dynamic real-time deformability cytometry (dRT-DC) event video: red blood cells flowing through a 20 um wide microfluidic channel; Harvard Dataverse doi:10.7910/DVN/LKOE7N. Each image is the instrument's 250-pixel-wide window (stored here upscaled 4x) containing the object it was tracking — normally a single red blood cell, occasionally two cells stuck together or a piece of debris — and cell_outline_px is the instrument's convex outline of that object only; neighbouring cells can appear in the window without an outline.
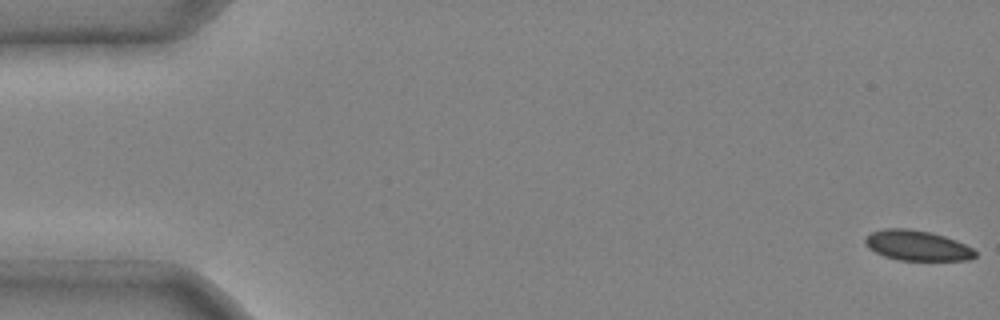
{"species": "common noctule bat (a hibernating species)", "species_latin": "Nyctalus noctula", "temperature_condition": "cold", "stored_images_in_passage": 6, "camera_frame_rate_fps": 3000, "um_per_image_px": 0.085, "animal": {"sex": "male", "body_mass_g": 20.4}, "frame": {"image": 1, "passage_image": 1, "time_ms": 0.0, "image_size_px": [1000, 320], "cell_outline_px": [[976, 256], [968, 260], [900, 260], [884, 256], [868, 248], [864, 240], [872, 232], [884, 228], [908, 228], [928, 232], [944, 236], [956, 240], [972, 248], [976, 252]], "centroid_in_image_um": [77.95, 20.87], "position_along_channel_um": 7.0, "area_um2": 19.19}}
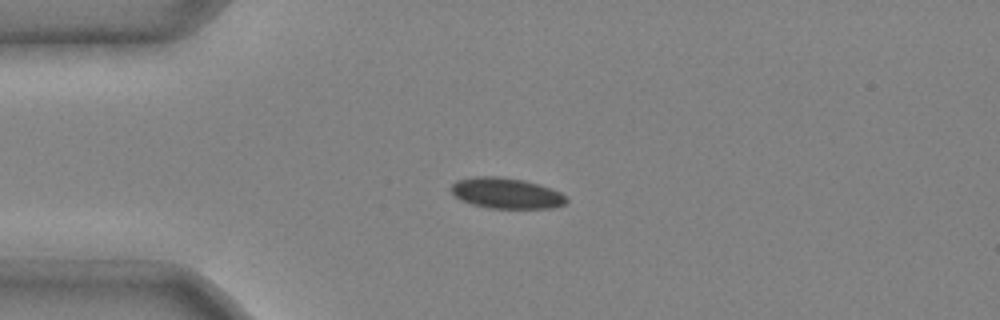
{"frame": {"image": 2, "passage_image": 4, "time_ms": 1.0, "image_size_px": [1000, 320], "cell_outline_px": [[568, 200], [564, 204], [552, 208], [488, 208], [472, 204], [460, 200], [452, 192], [452, 184], [456, 180], [472, 176], [500, 176], [524, 180], [560, 192]], "centroid_in_image_um": [42.99, 16.41], "position_along_channel_um": 42.0, "area_um2": 20.52}}
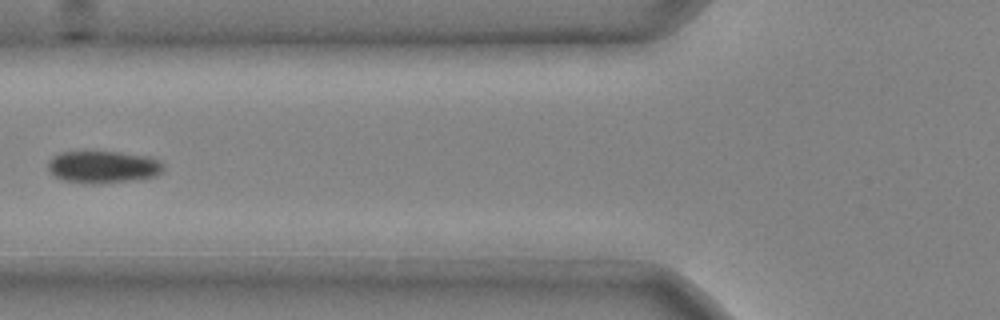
{"frame": {"image": 3, "passage_image": 6, "time_ms": 1.667, "image_size_px": [1000, 320], "cell_outline_px": [[164, 168], [156, 176], [132, 180], [88, 184], [64, 180], [52, 176], [48, 168], [48, 160], [52, 156], [60, 152], [120, 152], [148, 156], [156, 160]], "centroid_in_image_um": [8.69, 14.19], "position_along_channel_um": 117.1, "area_um2": 21.5}}